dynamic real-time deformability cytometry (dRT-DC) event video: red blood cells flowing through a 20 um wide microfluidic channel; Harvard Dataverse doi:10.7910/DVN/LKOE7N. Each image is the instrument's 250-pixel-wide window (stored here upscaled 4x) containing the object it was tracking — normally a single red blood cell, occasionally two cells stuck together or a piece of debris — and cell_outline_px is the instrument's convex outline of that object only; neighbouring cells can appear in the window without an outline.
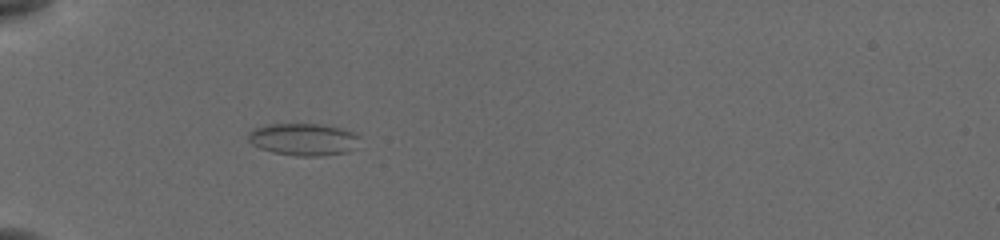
{"species": "common noctule bat (a hibernating species)", "species_latin": "Nyctalus noctula", "temperature_condition": "cold", "stored_images_in_passage": 35, "camera_frame_rate_fps": 3000, "um_per_image_px": 0.085, "animal": {"sex": "female", "body_mass_g": 19.5, "forearm_length_mm": 54.1}, "frame": {"image": 1, "passage_image": 6, "time_ms": 1.667, "image_size_px": [1000, 240], "cell_outline_px": [[356, 148], [348, 152], [316, 156], [296, 156], [272, 152], [260, 148], [252, 144], [248, 140], [248, 136], [256, 128], [268, 124], [324, 124], [340, 128], [352, 132], [356, 136]], "centroid_in_image_um": [25.78, 11.85], "position_along_channel_um": 59.2, "area_um2": 20.63}}
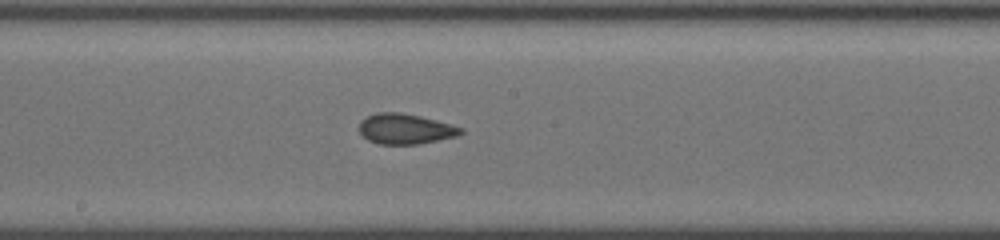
{"frame": {"image": 2, "passage_image": 19, "time_ms": 6.0, "image_size_px": [1000, 240], "cell_outline_px": [[464, 132], [456, 136], [420, 144], [380, 144], [368, 140], [360, 132], [360, 120], [376, 112], [400, 112], [420, 116], [436, 120], [464, 128]], "centroid_in_image_um": [34.46, 10.95], "position_along_channel_um": 213.7, "area_um2": 17.92}}
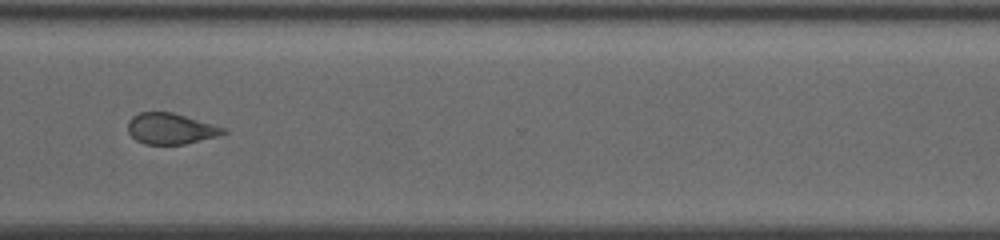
{"frame": {"image": 3, "passage_image": 30, "time_ms": 9.667, "image_size_px": [1000, 240], "cell_outline_px": [[228, 132], [216, 136], [184, 144], [144, 144], [136, 140], [128, 132], [128, 120], [132, 116], [140, 112], [172, 112], [228, 128]], "centroid_in_image_um": [14.51, 10.93], "position_along_channel_um": 356.1, "area_um2": 17.22}, "authors_computed_cell_mechanics": {"area_um2": 17.918, "velocity_mm_per_s": 3.8851, "shape_relaxation_time_tau1_ms": 11.1257, "shape_relaxation_time_tau2_ms": 1.9994, "deformation_change_tau1": 0.1543, "deformation_change_tau2": 0.0777}}